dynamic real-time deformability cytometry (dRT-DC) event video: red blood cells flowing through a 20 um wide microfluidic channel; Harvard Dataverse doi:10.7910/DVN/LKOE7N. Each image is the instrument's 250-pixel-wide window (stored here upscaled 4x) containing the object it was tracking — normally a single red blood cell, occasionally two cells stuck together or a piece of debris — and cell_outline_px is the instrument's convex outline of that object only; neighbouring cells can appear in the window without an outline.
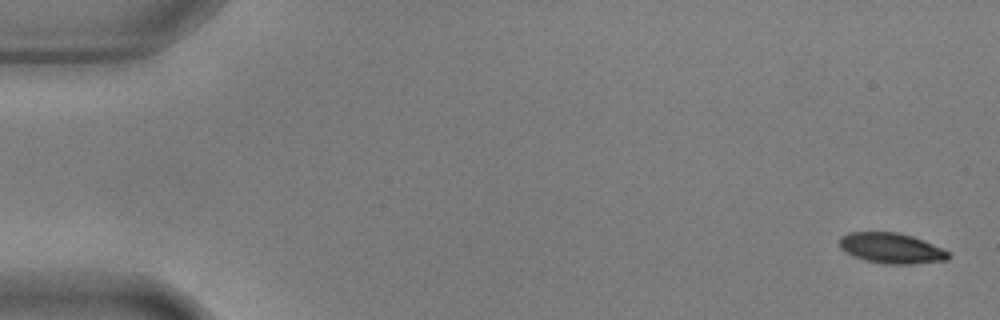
{"species": "common noctule bat (a hibernating species)", "species_latin": "Nyctalus noctula", "temperature_condition": "warm", "stored_images_in_passage": 55, "camera_frame_rate_fps": 3000, "um_per_image_px": 0.085, "animal": {"sex": "male", "body_mass_g": 17.9, "forearm_length_mm": 54.2}, "frame": {"image": 1, "passage_image": 1, "time_ms": 0.0, "image_size_px": [1000, 320], "cell_outline_px": [[952, 256], [948, 260], [912, 264], [884, 264], [864, 260], [852, 256], [844, 252], [840, 248], [840, 236], [848, 232], [896, 232], [912, 236], [940, 248], [948, 252]], "centroid_in_image_um": [75.72, 21.11], "position_along_channel_um": 9.3, "area_um2": 19.36}}
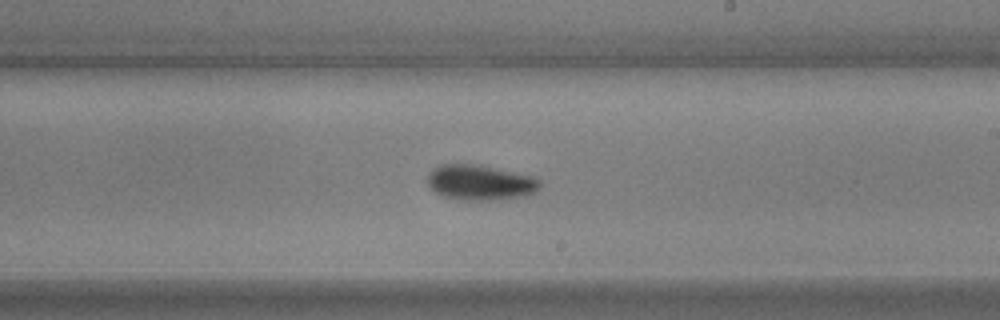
{"frame": {"image": 2, "passage_image": 32, "time_ms": 10.333, "image_size_px": [1000, 320], "cell_outline_px": [[540, 188], [536, 192], [524, 196], [500, 200], [460, 200], [444, 196], [436, 192], [428, 184], [428, 172], [444, 164], [480, 164], [532, 176], [540, 180]], "centroid_in_image_um": [40.85, 15.52], "position_along_channel_um": 248.2, "area_um2": 23.18}}
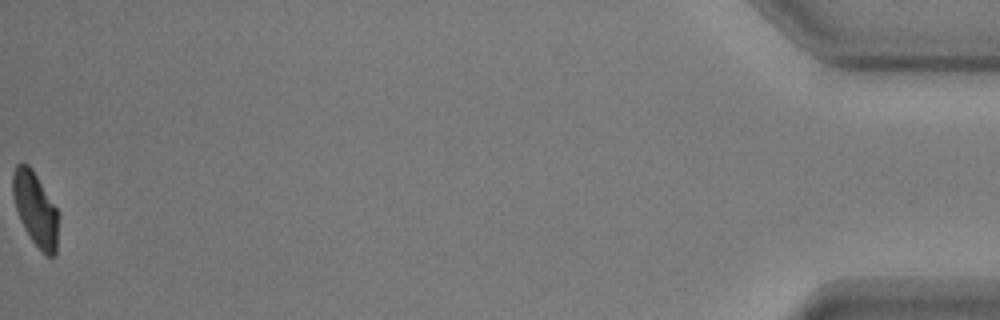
{"frame": {"image": 3, "passage_image": 55, "time_ms": 18.0, "image_size_px": [1000, 320], "cell_outline_px": [[56, 256], [48, 256], [32, 240], [24, 228], [20, 220], [12, 196], [12, 176], [16, 164], [28, 164], [32, 168], [56, 208]], "centroid_in_image_um": [2.96, 17.72], "position_along_channel_um": 432.2, "area_um2": 18.96}, "authors_computed_cell_mechanics": {"area_um2": 21.0392, "velocity_mm_per_s": 3.6508, "shape_relaxation_time_tau1_ms": 2.894, "shape_relaxation_time_tau2_ms": null, "deformation_change_tau1": 0.1489, "deformation_change_tau2": null}}